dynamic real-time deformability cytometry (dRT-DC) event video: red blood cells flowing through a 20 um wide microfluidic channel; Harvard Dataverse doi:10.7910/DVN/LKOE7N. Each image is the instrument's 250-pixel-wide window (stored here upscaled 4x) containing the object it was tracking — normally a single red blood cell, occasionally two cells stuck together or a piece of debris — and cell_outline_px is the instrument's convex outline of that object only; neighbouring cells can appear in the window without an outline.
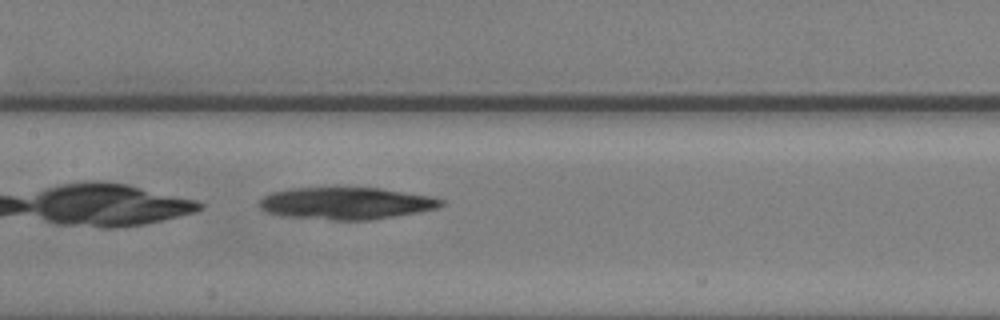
{"species": "common noctule bat (a hibernating species)", "species_latin": "Nyctalus noctula", "temperature_condition": "warm", "stored_images_in_passage": 39, "camera_frame_rate_fps": 3000, "um_per_image_px": 0.085, "animal": {"sex": "male", "body_mass_g": 20.5, "forearm_length_mm": 52.5}, "frame": {"image": 1, "passage_image": 10, "time_ms": 3.0, "image_size_px": [1000, 320], "cell_outline_px": [[444, 204], [440, 208], [372, 220], [332, 220], [284, 216], [268, 212], [260, 208], [260, 200], [264, 196], [272, 192], [292, 188], [380, 188], [436, 196], [444, 200]], "centroid_in_image_um": [29.5, 17.28], "position_along_channel_um": 177.9, "area_um2": 34.1}}
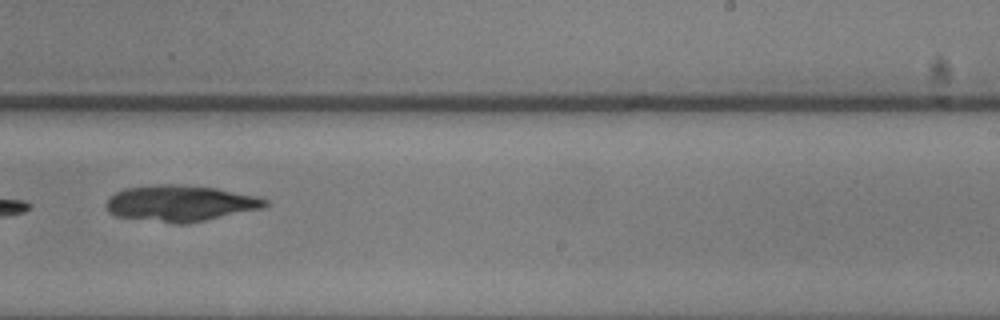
{"frame": {"image": 2, "passage_image": 18, "time_ms": 5.667, "image_size_px": [1000, 320], "cell_outline_px": [[268, 204], [264, 208], [188, 224], [172, 224], [116, 216], [108, 212], [104, 204], [116, 192], [124, 188], [156, 184], [180, 184], [216, 188], [260, 196], [268, 200]], "centroid_in_image_um": [15.35, 17.28], "position_along_channel_um": 273.7, "area_um2": 33.93}}
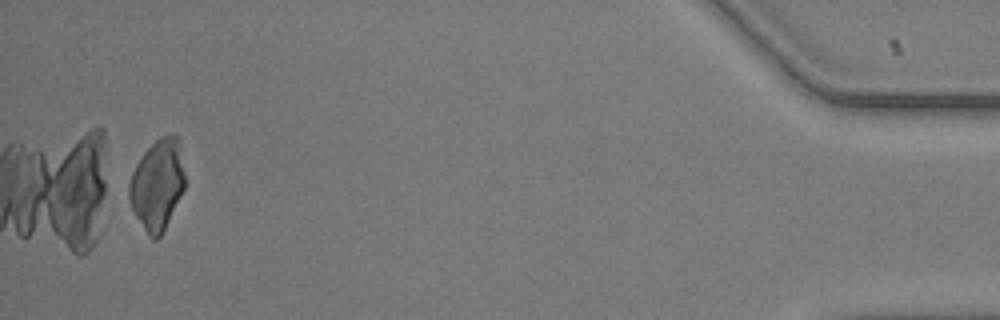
{"frame": {"image": 3, "passage_image": 37, "time_ms": 12.0, "image_size_px": [1000, 320], "cell_outline_px": [[184, 188], [160, 236], [156, 240], [152, 240], [148, 236], [136, 216], [128, 200], [128, 184], [132, 172], [136, 164], [144, 152], [160, 136], [176, 136], [180, 140], [184, 172]], "centroid_in_image_um": [13.35, 15.68], "position_along_channel_um": 421.8, "area_um2": 29.07}}